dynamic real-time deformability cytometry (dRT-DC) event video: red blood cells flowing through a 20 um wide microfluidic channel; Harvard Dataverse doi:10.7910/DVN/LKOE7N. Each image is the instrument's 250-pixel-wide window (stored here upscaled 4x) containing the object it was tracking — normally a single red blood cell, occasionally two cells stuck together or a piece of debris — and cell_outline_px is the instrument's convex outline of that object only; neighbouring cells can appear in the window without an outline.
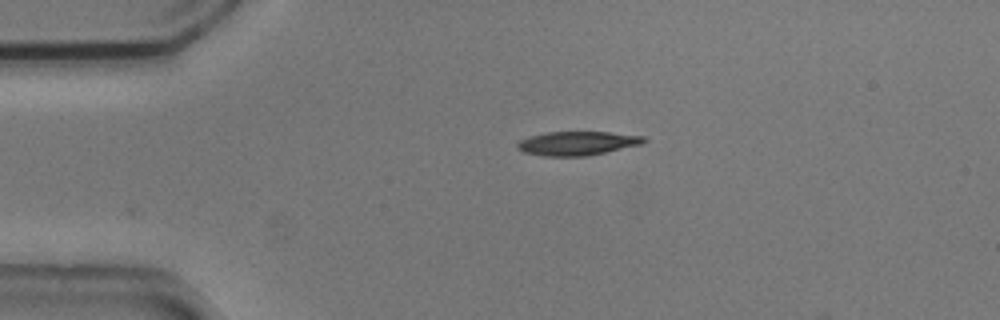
{"species": "common noctule bat (a hibernating species)", "species_latin": "Nyctalus noctula", "temperature_condition": "cold", "stored_images_in_passage": 5, "camera_frame_rate_fps": 3000, "um_per_image_px": 0.085, "animal": {"sex": "male", "body_mass_g": 20.5, "forearm_length_mm": 52.5}, "frame": {"image": 1, "passage_image": 1, "time_ms": 0.0, "image_size_px": [1000, 320], "cell_outline_px": [[648, 140], [640, 144], [588, 156], [544, 156], [524, 152], [516, 148], [516, 144], [520, 140], [528, 136], [548, 132], [608, 132], [644, 136]], "centroid_in_image_um": [49.03, 12.18], "position_along_channel_um": 36.0, "area_um2": 17.57}}